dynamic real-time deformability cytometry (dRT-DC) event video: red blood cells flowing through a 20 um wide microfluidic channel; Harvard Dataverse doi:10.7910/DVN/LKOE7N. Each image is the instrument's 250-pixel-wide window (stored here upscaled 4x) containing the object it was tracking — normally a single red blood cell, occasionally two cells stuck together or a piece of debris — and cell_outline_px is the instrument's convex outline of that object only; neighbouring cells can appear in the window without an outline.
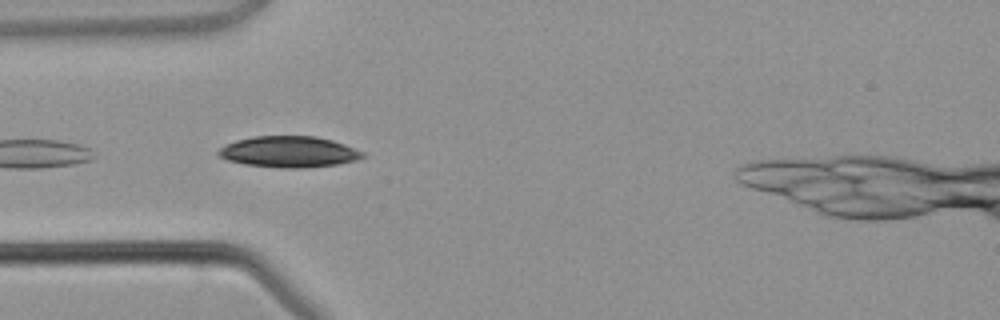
{"species": "common noctule bat (a hibernating species)", "species_latin": "Nyctalus noctula", "temperature_condition": "warm", "stored_images_in_passage": 1, "camera_frame_rate_fps": 3000, "um_per_image_px": 0.085, "animal": {"sex": "male", "body_mass_g": 21.5, "forearm_length_mm": 52.0}, "frame": {"image": 1, "passage_image": 1, "time_ms": 0.0, "image_size_px": [1000, 320], "cell_outline_px": [[364, 156], [356, 160], [336, 164], [300, 168], [284, 168], [244, 164], [228, 160], [216, 156], [216, 152], [220, 148], [236, 140], [256, 136], [316, 136], [332, 140], [344, 144], [364, 152]], "centroid_in_image_um": [24.53, 12.9], "position_along_channel_um": 60.5, "area_um2": 26.01}}